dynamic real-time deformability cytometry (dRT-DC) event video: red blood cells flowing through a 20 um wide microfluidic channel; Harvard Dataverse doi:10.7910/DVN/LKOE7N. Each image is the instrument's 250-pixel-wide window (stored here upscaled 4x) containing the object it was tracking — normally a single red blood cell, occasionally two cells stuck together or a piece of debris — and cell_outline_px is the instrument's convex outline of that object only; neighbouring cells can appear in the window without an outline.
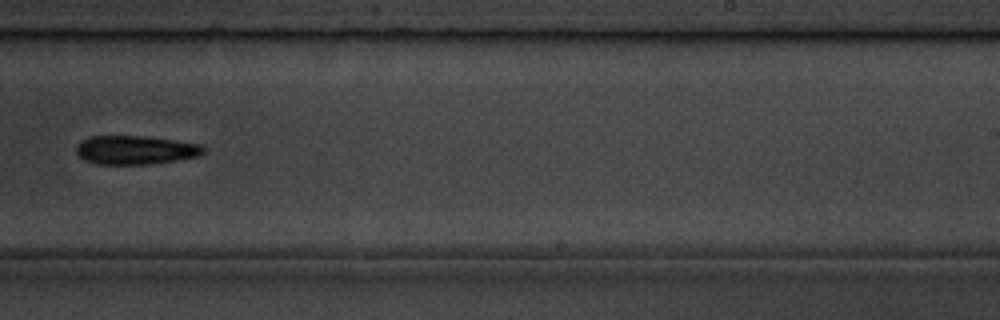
{"species": "common noctule bat (a hibernating species)", "species_latin": "Nyctalus noctula", "temperature_condition": "room temperature", "stored_images_in_passage": 15, "camera_frame_rate_fps": 3000, "um_per_image_px": 0.085, "animal": {"sex": "male", "body_mass_g": 19.5, "forearm_length_mm": 54.6}, "frame": {"image": 1, "passage_image": 9, "time_ms": 10.0, "image_size_px": [1000, 320], "cell_outline_px": [[208, 148], [200, 156], [176, 160], [148, 164], [96, 164], [84, 160], [76, 152], [76, 144], [80, 140], [88, 136], [140, 136], [204, 144]], "centroid_in_image_um": [11.52, 12.74], "position_along_channel_um": 277.5, "area_um2": 21.5}, "authors_computed_cell_mechanics": {"area_um2": 21.964, "velocity_mm_per_s": 3.7644, "shape_relaxation_time_tau1_ms": 1.5692, "shape_relaxation_time_tau2_ms": null, "deformation_change_tau1": 0.0864, "deformation_change_tau2": null}}